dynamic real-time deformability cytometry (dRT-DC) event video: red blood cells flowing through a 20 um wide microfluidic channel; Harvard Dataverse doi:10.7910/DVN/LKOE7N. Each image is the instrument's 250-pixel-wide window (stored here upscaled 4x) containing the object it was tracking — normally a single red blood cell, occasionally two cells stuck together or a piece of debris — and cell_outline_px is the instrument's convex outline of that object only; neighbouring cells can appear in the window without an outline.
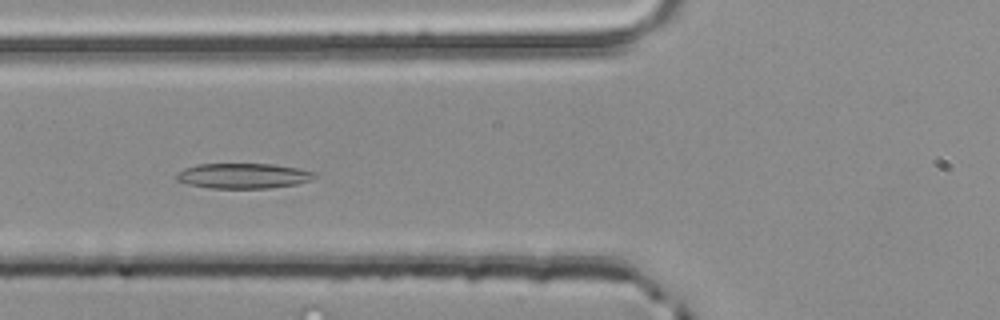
{"species": "common noctule bat (a hibernating species)", "species_latin": "Nyctalus noctula", "temperature_condition": "room temperature", "stored_images_in_passage": 14, "camera_frame_rate_fps": 3000, "um_per_image_px": 0.085, "animal": {"sex": "male", "body_mass_g": 20.4}, "frame": {"image": 1, "passage_image": 5, "time_ms": 1.333, "image_size_px": [1000, 320], "cell_outline_px": [[316, 176], [312, 180], [296, 184], [268, 188], [212, 188], [188, 184], [176, 180], [176, 176], [184, 168], [196, 164], [272, 164], [296, 168], [316, 172]], "centroid_in_image_um": [20.69, 14.94], "position_along_channel_um": 105.1, "area_um2": 20.17}}
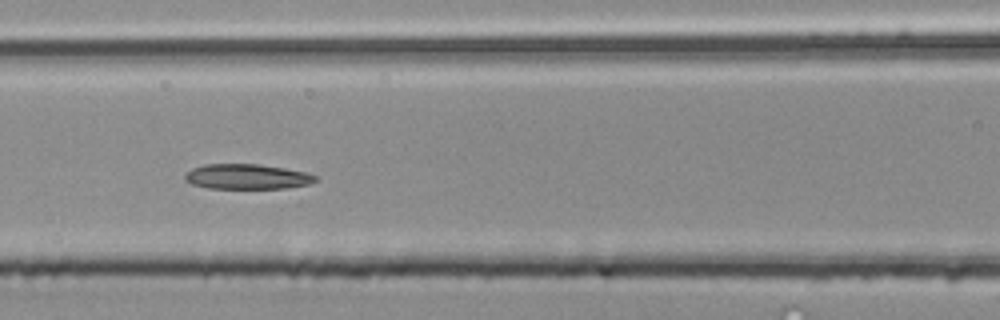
{"frame": {"image": 2, "passage_image": 8, "time_ms": 2.333, "image_size_px": [1000, 320], "cell_outline_px": [[316, 180], [308, 184], [284, 188], [208, 188], [192, 184], [184, 180], [184, 176], [192, 168], [204, 164], [260, 164], [284, 168], [304, 172], [316, 176]], "centroid_in_image_um": [20.95, 15.01], "position_along_channel_um": 145.7, "area_um2": 18.9}}